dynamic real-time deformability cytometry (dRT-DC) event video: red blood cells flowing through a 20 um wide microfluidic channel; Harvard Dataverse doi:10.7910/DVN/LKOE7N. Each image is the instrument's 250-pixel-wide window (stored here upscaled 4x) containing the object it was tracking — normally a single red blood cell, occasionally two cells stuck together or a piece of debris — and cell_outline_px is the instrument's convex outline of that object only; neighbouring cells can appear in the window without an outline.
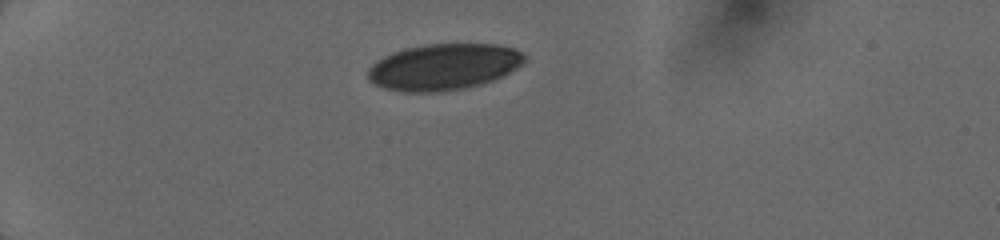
{"species": "human", "species_latin": "Homo sapiens", "temperature_condition": "cold", "stored_images_in_passage": 29, "camera_frame_rate_fps": 3000, "um_per_image_px": 0.085, "donor": {"sex": "female"}, "frame": {"image": 1, "passage_image": 1, "time_ms": 0.0, "image_size_px": [1000, 240], "cell_outline_px": [[524, 64], [484, 84], [464, 88], [440, 92], [400, 92], [384, 88], [368, 80], [368, 68], [376, 60], [392, 52], [404, 48], [424, 44], [496, 44], [512, 48], [520, 52], [524, 56]], "centroid_in_image_um": [37.66, 5.69], "position_along_channel_um": 47.3, "area_um2": 42.31}}
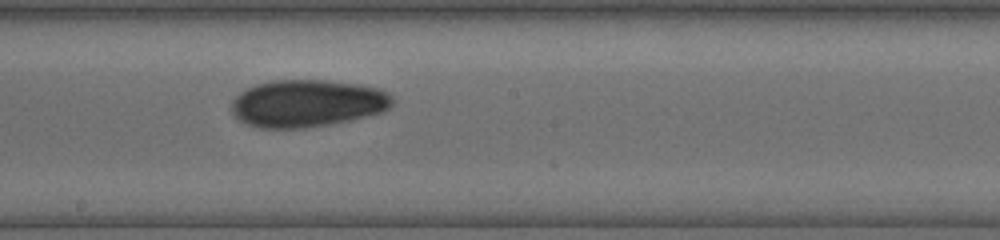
{"frame": {"image": 2, "passage_image": 16, "time_ms": 5.333, "image_size_px": [1000, 240], "cell_outline_px": [[392, 104], [384, 112], [348, 120], [328, 124], [304, 128], [260, 128], [244, 124], [232, 112], [232, 100], [240, 92], [256, 84], [272, 80], [328, 80], [360, 84], [380, 88], [388, 92], [392, 96]], "centroid_in_image_um": [26.12, 8.77], "position_along_channel_um": 222.1, "area_um2": 44.51}}
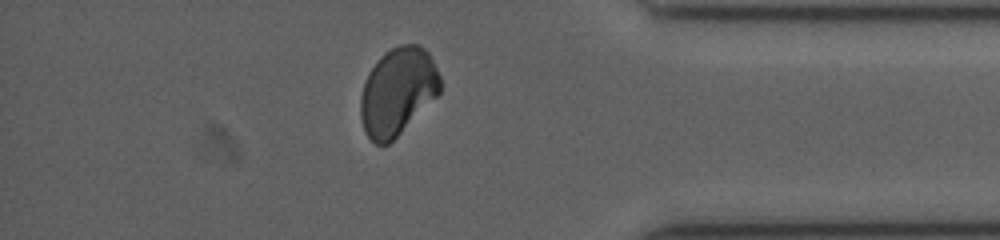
{"frame": {"image": 3, "passage_image": 26, "time_ms": 10.0, "image_size_px": [1000, 240], "cell_outline_px": [[440, 92], [388, 144], [376, 144], [364, 132], [360, 116], [360, 96], [364, 80], [368, 72], [380, 56], [384, 52], [400, 44], [420, 44], [428, 52], [440, 76]], "centroid_in_image_um": [33.76, 7.74], "position_along_channel_um": 401.4, "area_um2": 40.29}}